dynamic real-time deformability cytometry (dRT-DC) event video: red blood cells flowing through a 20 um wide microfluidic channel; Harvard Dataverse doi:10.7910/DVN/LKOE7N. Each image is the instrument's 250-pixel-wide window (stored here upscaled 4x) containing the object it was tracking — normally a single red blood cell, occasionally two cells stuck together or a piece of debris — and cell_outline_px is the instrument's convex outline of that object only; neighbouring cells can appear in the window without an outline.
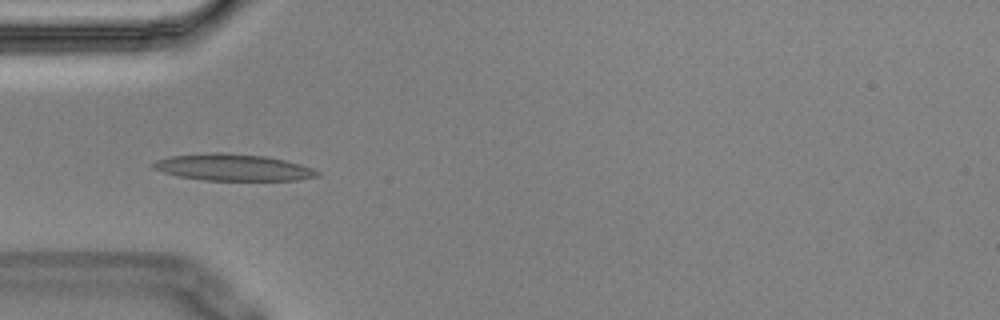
{"species": "Egyptian fruit bat (a non-hibernating species)", "species_latin": "Rousettus aegyptiacus", "temperature_condition": "cold", "stored_images_in_passage": 9, "camera_frame_rate_fps": 3000, "um_per_image_px": 0.085, "animal": {"sex": "male"}, "frame": {"image": 1, "passage_image": 6, "time_ms": 1.667, "image_size_px": [1000, 320], "cell_outline_px": [[320, 176], [296, 180], [204, 180], [176, 176], [152, 168], [152, 164], [156, 160], [172, 156], [216, 152], [224, 152], [268, 156], [300, 164], [312, 168], [320, 172]], "centroid_in_image_um": [19.82, 14.23], "position_along_channel_um": 65.2, "area_um2": 25.49}}
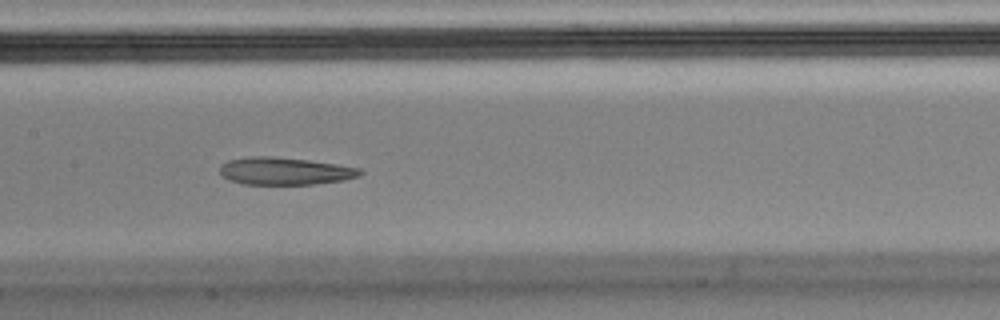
{"frame": {"image": 2, "passage_image": 9, "time_ms": 2.667, "image_size_px": [1000, 320], "cell_outline_px": [[364, 172], [360, 176], [344, 180], [312, 184], [244, 184], [228, 180], [220, 172], [220, 164], [228, 160], [248, 156], [272, 156], [308, 160], [336, 164], [360, 168]], "centroid_in_image_um": [24.2, 14.53], "position_along_channel_um": 183.2, "area_um2": 22.48}}